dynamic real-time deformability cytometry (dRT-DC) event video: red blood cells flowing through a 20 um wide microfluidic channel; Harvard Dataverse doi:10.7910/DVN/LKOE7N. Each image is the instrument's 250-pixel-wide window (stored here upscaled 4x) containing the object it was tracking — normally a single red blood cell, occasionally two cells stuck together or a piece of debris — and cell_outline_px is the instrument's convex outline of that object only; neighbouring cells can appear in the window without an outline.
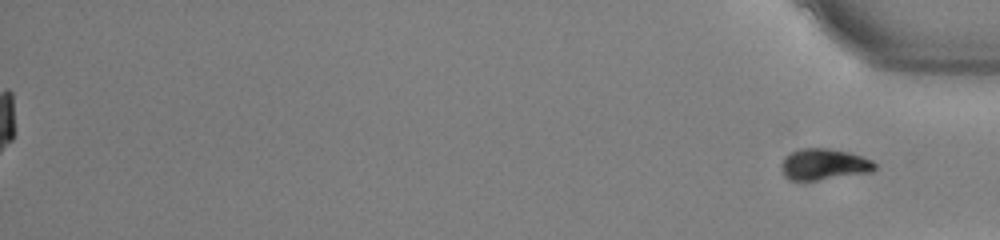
{"species": "common noctule bat (a hibernating species)", "species_latin": "Nyctalus noctula", "temperature_condition": "warm", "stored_images_in_passage": 55, "segment_of_instrument_passage": [2, 2], "camera_frame_rate_fps": 3000, "um_per_image_px": 0.085, "animal": {"sex": "male", "body_mass_g": 13.0, "forearm_length_mm": 53.1}, "frame": {"image": 1, "passage_image": 55, "time_ms": 18.0, "image_size_px": [1000, 240], "cell_outline_px": [[876, 168], [872, 172], [816, 180], [788, 180], [784, 176], [780, 168], [780, 164], [784, 156], [800, 148], [828, 148], [848, 152], [872, 160], [876, 164]], "centroid_in_image_um": [70.0, 13.97], "position_along_channel_um": 365.2, "area_um2": 17.11}}